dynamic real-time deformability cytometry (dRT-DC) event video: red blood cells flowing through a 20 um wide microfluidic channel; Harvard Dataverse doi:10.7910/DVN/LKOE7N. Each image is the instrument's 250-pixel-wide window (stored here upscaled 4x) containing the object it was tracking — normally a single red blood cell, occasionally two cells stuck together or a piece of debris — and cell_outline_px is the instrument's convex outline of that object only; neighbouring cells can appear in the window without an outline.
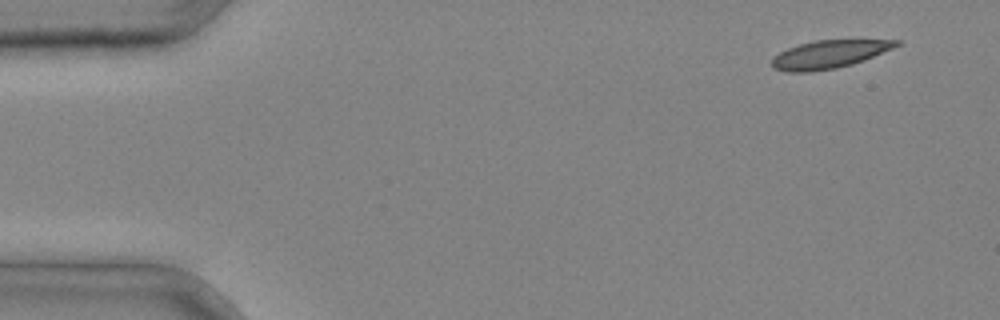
{"species": "common noctule bat (a hibernating species)", "species_latin": "Nyctalus noctula", "temperature_condition": "cold", "stored_images_in_passage": 4, "camera_frame_rate_fps": 3000, "um_per_image_px": 0.085, "animal": {"sex": "male", "body_mass_g": 20.4}, "frame": {"image": 1, "passage_image": 1, "time_ms": 0.0, "image_size_px": [1000, 320], "cell_outline_px": [[904, 40], [900, 44], [892, 48], [864, 60], [852, 64], [836, 68], [812, 72], [788, 72], [772, 68], [768, 64], [780, 52], [788, 48], [800, 44], [816, 40]], "centroid_in_image_um": [70.44, 4.63], "position_along_channel_um": 14.6, "area_um2": 20.23}}